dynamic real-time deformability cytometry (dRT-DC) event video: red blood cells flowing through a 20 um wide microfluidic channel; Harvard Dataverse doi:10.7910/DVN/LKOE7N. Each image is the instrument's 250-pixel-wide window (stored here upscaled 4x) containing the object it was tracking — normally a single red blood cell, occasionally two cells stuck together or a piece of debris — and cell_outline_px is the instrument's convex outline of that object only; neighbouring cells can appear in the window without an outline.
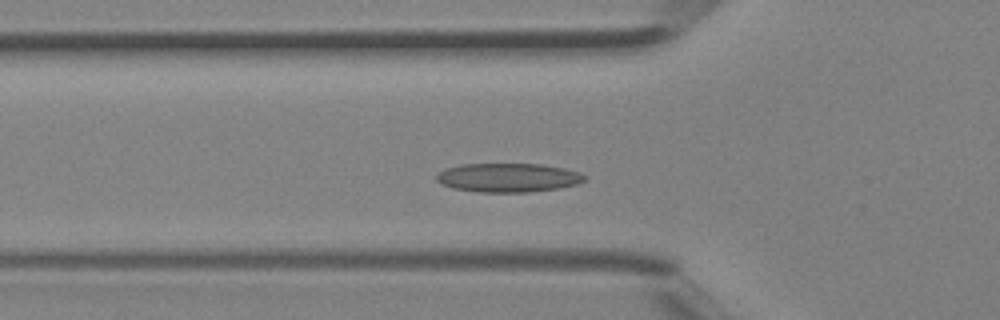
{"species": "Egyptian fruit bat (a non-hibernating species)", "species_latin": "Rousettus aegyptiacus", "temperature_condition": "room temperature", "stored_images_in_passage": 39, "camera_frame_rate_fps": 3000, "um_per_image_px": 0.085, "animal": {"sex": "female"}, "frame": {"image": 1, "passage_image": 10, "time_ms": 3.0, "image_size_px": [1000, 320], "cell_outline_px": [[588, 180], [576, 184], [560, 188], [528, 192], [480, 192], [452, 188], [440, 184], [436, 180], [436, 176], [444, 168], [460, 164], [540, 164], [564, 168], [580, 172], [588, 176]], "centroid_in_image_um": [43.21, 15.1], "position_along_channel_um": 82.6, "area_um2": 25.2}}
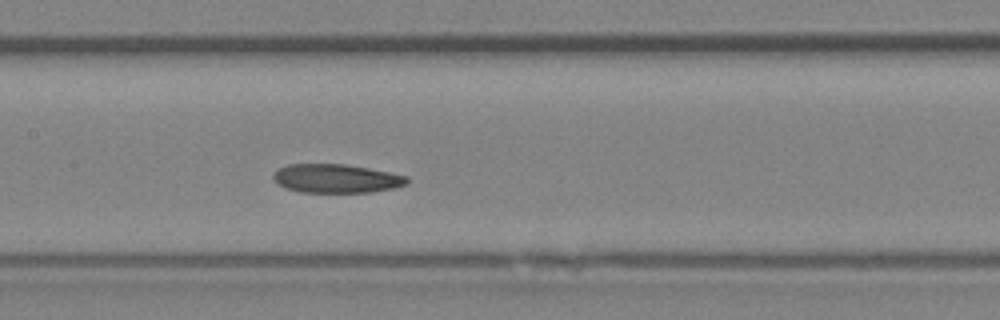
{"frame": {"image": 2, "passage_image": 16, "time_ms": 5.0, "image_size_px": [1000, 320], "cell_outline_px": [[408, 184], [396, 188], [372, 192], [300, 192], [284, 188], [272, 176], [272, 172], [288, 164], [344, 164], [368, 168], [408, 176]], "centroid_in_image_um": [28.6, 15.17], "position_along_channel_um": 178.8, "area_um2": 22.43}}
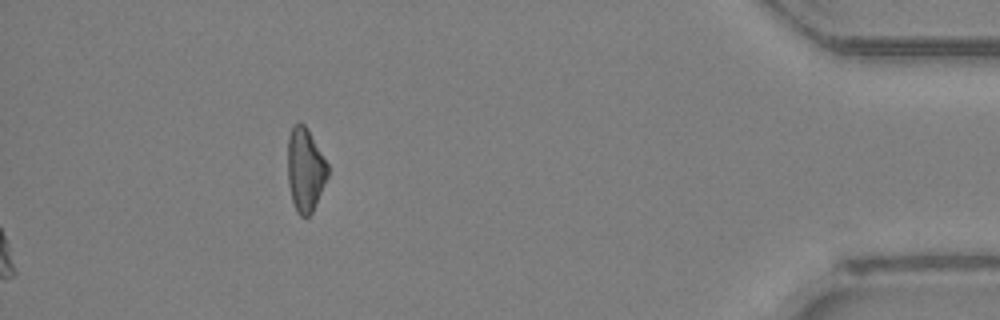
{"frame": {"image": 3, "passage_image": 39, "time_ms": 12.667, "image_size_px": [1000, 320], "cell_outline_px": [[328, 176], [312, 212], [308, 216], [300, 216], [296, 212], [292, 200], [288, 184], [288, 136], [292, 124], [304, 124], [308, 128], [328, 164]], "centroid_in_image_um": [25.94, 14.41], "position_along_channel_um": 409.3, "area_um2": 19.54}}